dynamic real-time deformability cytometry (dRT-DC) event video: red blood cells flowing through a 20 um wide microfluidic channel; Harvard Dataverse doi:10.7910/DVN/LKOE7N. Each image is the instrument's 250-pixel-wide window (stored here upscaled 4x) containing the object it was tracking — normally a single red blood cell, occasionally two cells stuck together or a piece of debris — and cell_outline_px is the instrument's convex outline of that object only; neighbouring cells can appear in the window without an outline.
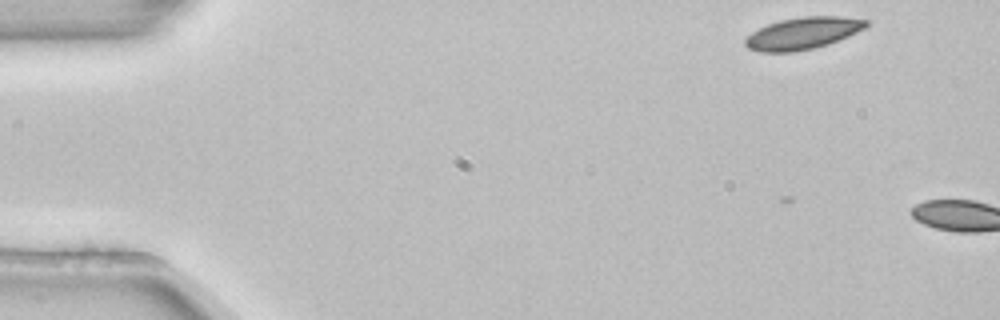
{"species": "common noctule bat (a hibernating species)", "species_latin": "Nyctalus noctula", "temperature_condition": "room temperature", "stored_images_in_passage": 2, "camera_frame_rate_fps": 3000, "um_per_image_px": 0.085, "animal": {"sex": "female", "body_mass_g": 22.7, "forearm_length_mm": 54.2}, "frame": {"image": 1, "passage_image": 1, "time_ms": 0.0, "image_size_px": [1000, 320], "cell_outline_px": [[868, 24], [864, 28], [848, 36], [828, 44], [816, 48], [792, 52], [760, 52], [748, 48], [744, 44], [744, 40], [752, 32], [768, 24], [780, 20], [804, 16], [840, 16], [868, 20]], "centroid_in_image_um": [68.23, 2.83], "position_along_channel_um": 16.8, "area_um2": 22.43}}